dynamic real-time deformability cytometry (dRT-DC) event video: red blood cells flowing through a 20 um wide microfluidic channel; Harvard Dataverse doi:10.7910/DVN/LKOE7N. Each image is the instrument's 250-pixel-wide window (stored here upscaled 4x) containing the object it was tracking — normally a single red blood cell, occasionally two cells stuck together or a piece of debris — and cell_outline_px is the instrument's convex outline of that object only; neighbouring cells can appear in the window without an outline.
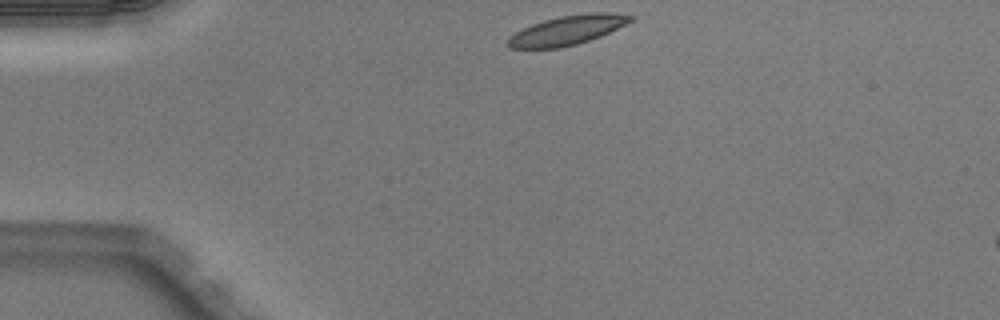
{"species": "Egyptian fruit bat (a non-hibernating species)", "species_latin": "Rousettus aegyptiacus", "temperature_condition": "warm", "stored_images_in_passage": 40, "camera_frame_rate_fps": 3000, "um_per_image_px": 0.085, "animal": {"sex": "male"}, "frame": {"image": 1, "passage_image": 1, "time_ms": 0.0, "image_size_px": [1000, 320], "cell_outline_px": [[632, 20], [600, 36], [576, 44], [560, 48], [508, 48], [504, 44], [516, 32], [532, 24], [544, 20], [560, 16], [588, 12], [608, 12], [632, 16]], "centroid_in_image_um": [48.17, 2.57], "position_along_channel_um": 36.8, "area_um2": 20.58}}
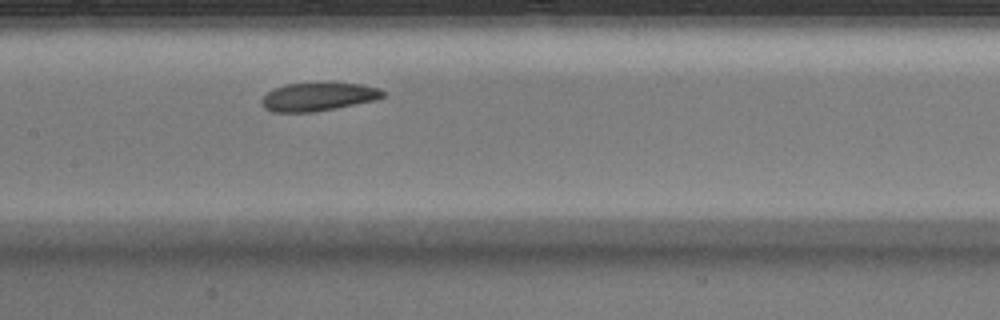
{"frame": {"image": 2, "passage_image": 15, "time_ms": 4.667, "image_size_px": [1000, 320], "cell_outline_px": [[384, 96], [376, 100], [336, 108], [312, 112], [272, 112], [264, 108], [260, 100], [268, 92], [284, 84], [360, 84], [380, 88], [384, 92]], "centroid_in_image_um": [27.04, 8.24], "position_along_channel_um": 180.4, "area_um2": 19.65}}
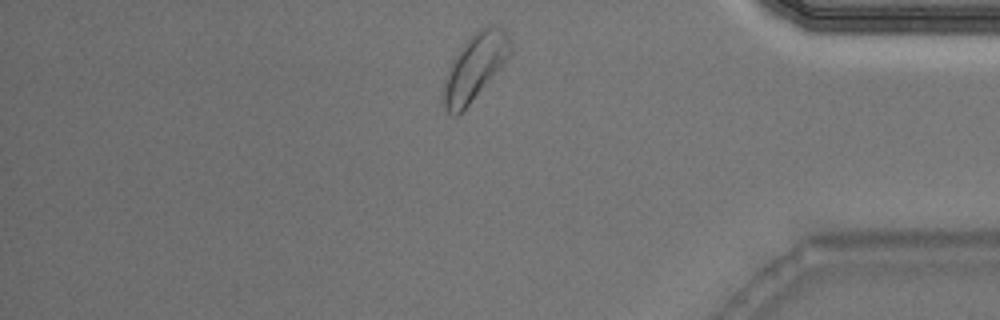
{"frame": {"image": 3, "passage_image": 33, "time_ms": 10.667, "image_size_px": [1000, 320], "cell_outline_px": [[512, 52], [468, 104], [456, 116], [452, 116], [448, 112], [440, 96], [440, 92], [448, 68], [452, 60], [468, 40], [480, 28], [488, 24], [496, 24], [504, 28], [508, 36], [512, 48]], "centroid_in_image_um": [40.33, 5.67], "position_along_channel_um": 394.9, "area_um2": 25.26}, "authors_computed_cell_mechanics": {"area_um2": 20.9814, "velocity_mm_per_s": 3.9806, "shape_relaxation_time_tau1_ms": null, "shape_relaxation_time_tau2_ms": 3.467, "deformation_change_tau1": null, "deformation_change_tau2": 0.0874}}